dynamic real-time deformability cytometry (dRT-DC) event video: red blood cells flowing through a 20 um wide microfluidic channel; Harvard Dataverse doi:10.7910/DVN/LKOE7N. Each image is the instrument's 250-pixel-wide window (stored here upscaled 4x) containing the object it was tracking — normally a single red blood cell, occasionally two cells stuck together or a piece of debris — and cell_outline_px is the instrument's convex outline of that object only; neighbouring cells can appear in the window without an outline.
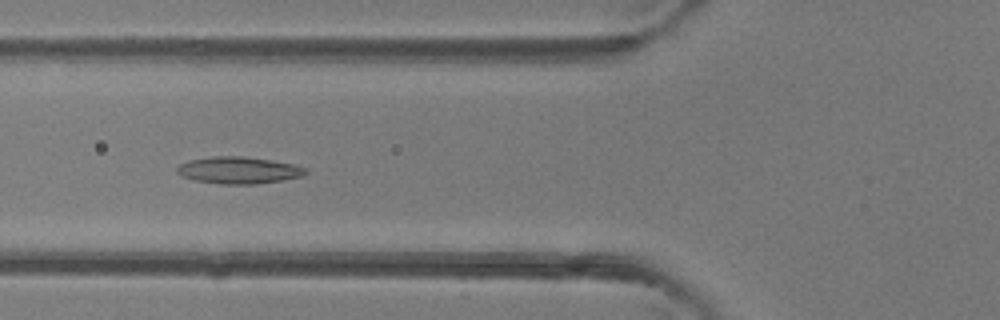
{"species": "common noctule bat (a hibernating species)", "species_latin": "Nyctalus noctula", "temperature_condition": "room temperature", "stored_images_in_passage": 35, "camera_frame_rate_fps": 3000, "um_per_image_px": 0.085, "animal": {"sex": "female"}, "frame": {"image": 1, "passage_image": 6, "time_ms": 1.667, "image_size_px": [1000, 320], "cell_outline_px": [[308, 172], [300, 176], [280, 180], [256, 184], [220, 184], [196, 180], [184, 176], [176, 172], [176, 168], [180, 164], [188, 160], [212, 156], [244, 156], [292, 164], [308, 168]], "centroid_in_image_um": [20.26, 14.46], "position_along_channel_um": 105.5, "area_um2": 19.94}}
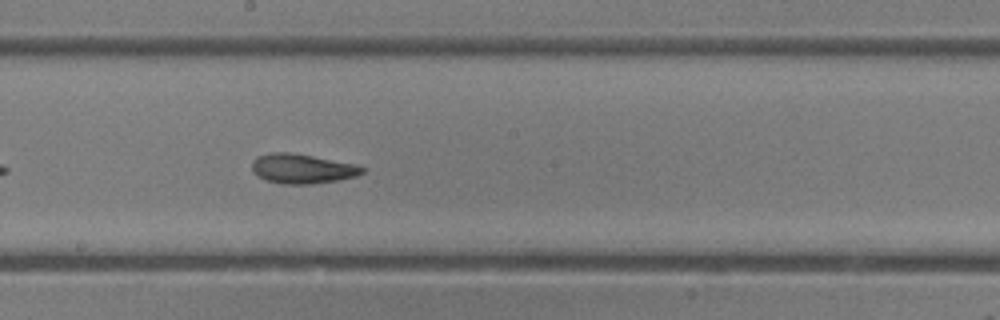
{"frame": {"image": 2, "passage_image": 14, "time_ms": 4.333, "image_size_px": [1000, 320], "cell_outline_px": [[364, 172], [356, 176], [336, 180], [312, 184], [284, 184], [264, 180], [256, 176], [252, 172], [252, 160], [256, 156], [272, 152], [292, 152], [356, 164], [364, 168]], "centroid_in_image_um": [25.63, 14.33], "position_along_channel_um": 222.6, "area_um2": 19.19}}
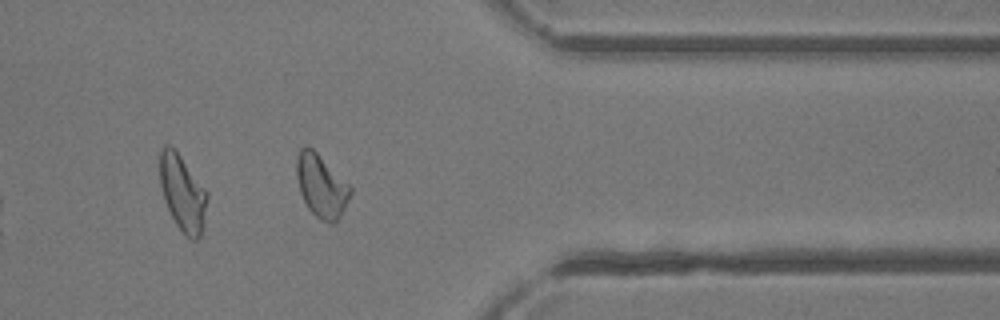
{"frame": {"image": 3, "passage_image": 26, "time_ms": 8.333, "image_size_px": [1000, 320], "cell_outline_px": [[352, 192], [340, 216], [332, 224], [320, 220], [308, 208], [300, 192], [296, 176], [296, 156], [300, 148], [304, 144], [308, 144], [352, 184]], "centroid_in_image_um": [27.32, 15.74], "position_along_channel_um": 384.1, "area_um2": 20.17}, "authors_computed_cell_mechanics": {"area_um2": 19.3052, "velocity_mm_per_s": 4.3785, "shape_relaxation_time_tau1_ms": null, "shape_relaxation_time_tau2_ms": 3.1842, "deformation_change_tau1": null, "deformation_change_tau2": 0.1088}}